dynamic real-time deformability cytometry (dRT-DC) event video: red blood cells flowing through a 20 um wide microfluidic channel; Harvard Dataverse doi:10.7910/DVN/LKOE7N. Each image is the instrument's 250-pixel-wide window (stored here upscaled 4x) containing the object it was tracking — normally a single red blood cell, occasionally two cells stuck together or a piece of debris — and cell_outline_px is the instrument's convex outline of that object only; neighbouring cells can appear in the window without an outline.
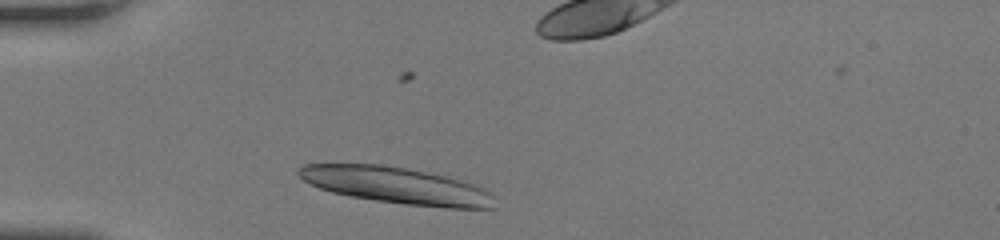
{"species": "human", "species_latin": "Homo sapiens", "temperature_condition": "room temperature", "stored_images_in_passage": 34, "camera_frame_rate_fps": 3000, "um_per_image_px": 0.085, "donor": {"sex": "female"}, "frame": {"image": 1, "passage_image": 2, "time_ms": 0.333, "image_size_px": [1000, 240], "cell_outline_px": [[496, 208], [444, 208], [408, 204], [376, 200], [348, 196], [332, 192], [320, 188], [304, 180], [296, 172], [296, 168], [304, 164], [380, 164], [404, 168], [448, 176], [484, 188], [492, 196]], "centroid_in_image_um": [33.68, 15.76], "position_along_channel_um": 51.3, "area_um2": 41.44}}
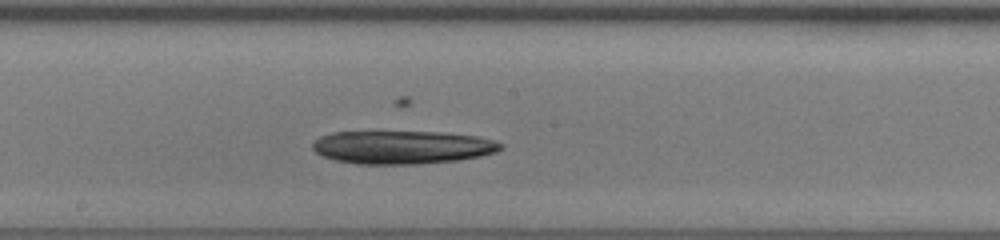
{"frame": {"image": 2, "passage_image": 15, "time_ms": 4.667, "image_size_px": [1000, 240], "cell_outline_px": [[504, 148], [496, 152], [480, 156], [460, 160], [416, 164], [356, 164], [336, 160], [324, 156], [316, 152], [312, 148], [312, 144], [320, 136], [332, 132], [444, 132], [476, 136], [492, 140], [504, 144]], "centroid_in_image_um": [34.22, 12.51], "position_along_channel_um": 214.0, "area_um2": 36.47}}
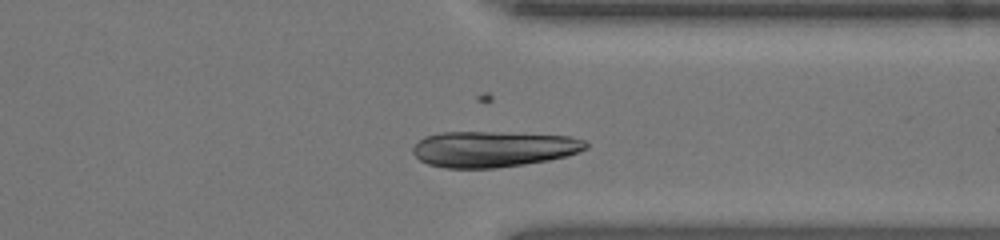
{"frame": {"image": 3, "passage_image": 26, "time_ms": 8.333, "image_size_px": [1000, 240], "cell_outline_px": [[588, 148], [580, 152], [568, 156], [548, 160], [524, 164], [496, 168], [448, 168], [428, 164], [420, 160], [412, 152], [412, 148], [424, 136], [440, 132], [504, 132], [568, 136], [584, 140], [588, 144]], "centroid_in_image_um": [41.95, 12.66], "position_along_channel_um": 369.5, "area_um2": 36.3}, "authors_computed_cell_mechanics": {"area_um2": 37.9746, "velocity_mm_per_s": 4.2152, "shape_relaxation_time_tau1_ms": null, "shape_relaxation_time_tau2_ms": 1.2742, "deformation_change_tau1": null, "deformation_change_tau2": 0.0164}}